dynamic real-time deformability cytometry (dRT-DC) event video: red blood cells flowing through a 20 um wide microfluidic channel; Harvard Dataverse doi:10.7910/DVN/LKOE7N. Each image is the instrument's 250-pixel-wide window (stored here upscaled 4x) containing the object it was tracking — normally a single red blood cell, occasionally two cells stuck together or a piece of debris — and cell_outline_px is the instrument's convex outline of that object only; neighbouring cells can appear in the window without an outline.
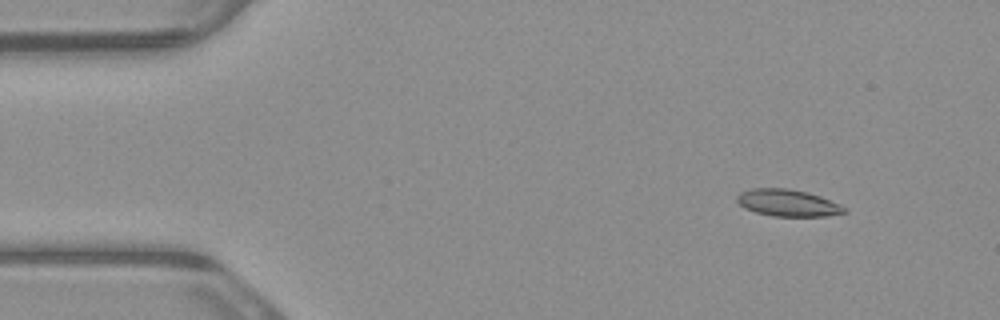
{"species": "common noctule bat (a hibernating species)", "species_latin": "Nyctalus noctula", "temperature_condition": "warm", "stored_images_in_passage": 5, "camera_frame_rate_fps": 3000, "um_per_image_px": 0.085, "animal": {"sex": "male", "body_mass_g": 23.1, "forearm_length_mm": 52.7}, "frame": {"image": 1, "passage_image": 2, "time_ms": 0.333, "image_size_px": [1000, 320], "cell_outline_px": [[848, 212], [824, 216], [772, 216], [756, 212], [744, 208], [736, 200], [736, 196], [740, 192], [752, 188], [788, 188], [808, 192], [820, 196], [840, 204], [848, 208]], "centroid_in_image_um": [66.97, 17.24], "position_along_channel_um": 18.0, "area_um2": 16.94}}
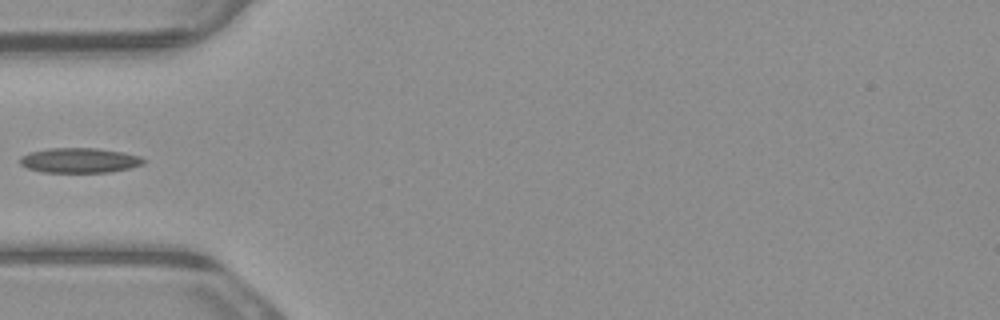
{"frame": {"image": 2, "passage_image": 5, "time_ms": 1.333, "image_size_px": [1000, 320], "cell_outline_px": [[148, 160], [144, 164], [128, 168], [108, 172], [44, 172], [28, 168], [20, 164], [20, 156], [28, 152], [48, 148], [96, 148], [124, 152], [140, 156]], "centroid_in_image_um": [6.77, 13.62], "position_along_channel_um": 78.2, "area_um2": 18.03}}